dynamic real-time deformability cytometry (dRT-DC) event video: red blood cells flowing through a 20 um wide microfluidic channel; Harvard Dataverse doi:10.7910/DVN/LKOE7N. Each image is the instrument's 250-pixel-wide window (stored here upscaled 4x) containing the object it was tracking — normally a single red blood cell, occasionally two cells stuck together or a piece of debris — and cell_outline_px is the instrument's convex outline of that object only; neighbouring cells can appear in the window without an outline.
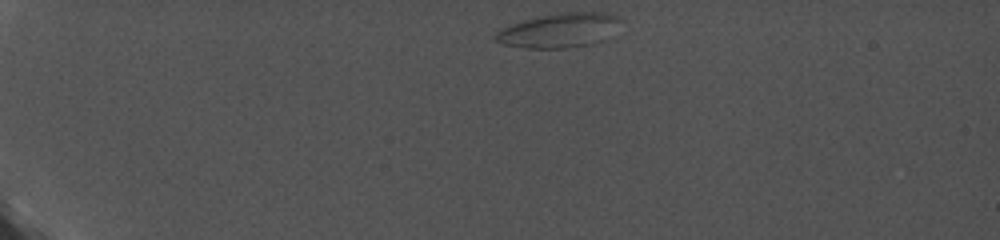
{"species": "common noctule bat (a hibernating species)", "species_latin": "Nyctalus noctula", "temperature_condition": "cold", "stored_images_in_passage": 73, "camera_frame_rate_fps": 5000, "um_per_image_px": 0.085, "animal": {"sex": "female", "body_mass_g": 19.0, "forearm_length_mm": 56.7}, "frame": {"image": 1, "passage_image": 1, "time_ms": 0.0, "image_size_px": [1000, 240], "cell_outline_px": [[620, 20], [600, 40], [592, 44], [564, 48], [524, 48], [504, 44], [496, 40], [492, 36], [496, 32], [512, 24], [524, 20], [540, 16], [564, 12], [604, 12], [616, 16]], "centroid_in_image_um": [47.44, 2.58], "position_along_channel_um": 37.6, "area_um2": 24.28}}
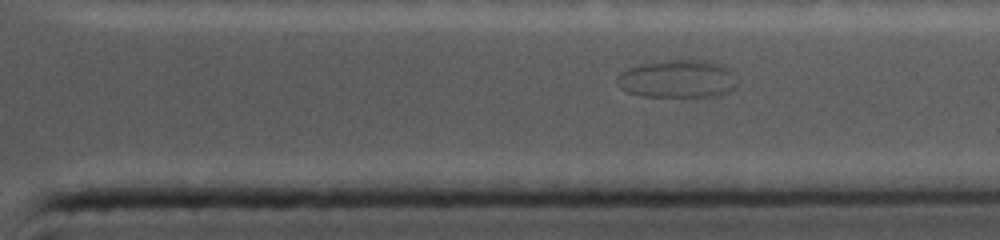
{"frame": {"image": 2, "passage_image": 60, "time_ms": 11.8, "image_size_px": [1000, 240], "cell_outline_px": [[736, 84], [732, 88], [716, 96], [640, 96], [628, 92], [620, 88], [616, 80], [616, 76], [620, 72], [628, 68], [644, 64], [668, 60], [712, 60], [724, 68], [728, 72]], "centroid_in_image_um": [57.49, 6.71], "position_along_channel_um": 353.9, "area_um2": 25.89}}
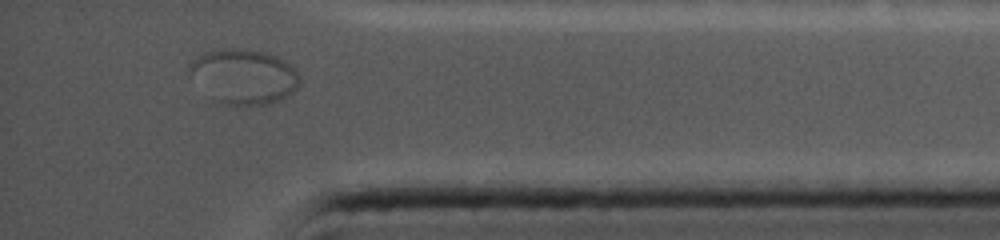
{"frame": {"image": 3, "passage_image": 69, "time_ms": 13.6, "image_size_px": [1000, 240], "cell_outline_px": [[296, 88], [292, 92], [280, 100], [264, 104], [240, 108], [224, 104], [216, 100], [188, 68], [188, 64], [192, 60], [204, 52], [212, 48], [248, 48], [268, 52], [276, 56], [288, 64], [296, 72]], "centroid_in_image_um": [20.72, 6.48], "position_along_channel_um": 414.5, "area_um2": 34.74}}